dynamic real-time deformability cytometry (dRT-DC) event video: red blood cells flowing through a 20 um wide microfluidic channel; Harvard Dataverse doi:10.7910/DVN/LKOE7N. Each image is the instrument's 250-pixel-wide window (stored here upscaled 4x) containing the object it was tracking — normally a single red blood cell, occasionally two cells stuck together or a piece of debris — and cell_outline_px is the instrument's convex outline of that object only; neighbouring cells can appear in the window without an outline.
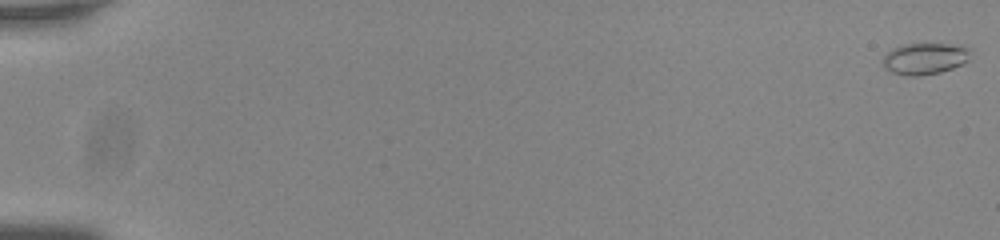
{"species": "common noctule bat (a hibernating species)", "species_latin": "Nyctalus noctula", "temperature_condition": "room temperature", "stored_images_in_passage": 57, "camera_frame_rate_fps": 3000, "um_per_image_px": 0.085, "animal": {"sex": "male", "body_mass_g": 20.0, "forearm_length_mm": 53.3}, "frame": {"image": 1, "passage_image": 1, "time_ms": 0.0, "image_size_px": [1000, 240], "cell_outline_px": [[972, 48], [968, 60], [964, 64], [940, 72], [920, 76], [904, 76], [892, 72], [884, 68], [884, 56], [892, 48], [900, 44], [964, 44]], "centroid_in_image_um": [78.66, 4.97], "position_along_channel_um": 6.3, "area_um2": 16.42}}
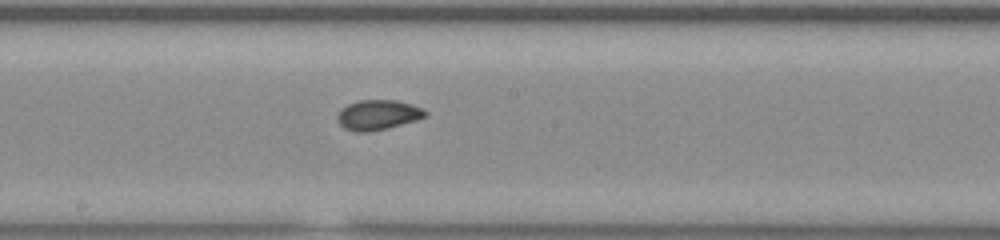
{"frame": {"image": 2, "passage_image": 33, "time_ms": 10.667, "image_size_px": [1000, 240], "cell_outline_px": [[428, 116], [416, 120], [388, 128], [368, 132], [356, 132], [344, 128], [336, 120], [336, 112], [340, 108], [348, 104], [360, 100], [396, 100], [424, 108], [428, 112]], "centroid_in_image_um": [32.1, 9.76], "position_along_channel_um": 216.1, "area_um2": 15.61}}
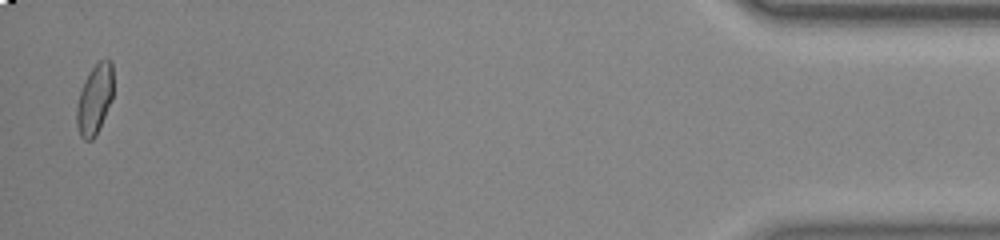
{"frame": {"image": 3, "passage_image": 56, "time_ms": 18.333, "image_size_px": [1000, 240], "cell_outline_px": [[112, 100], [100, 128], [96, 136], [92, 140], [84, 140], [80, 136], [76, 124], [76, 104], [84, 80], [92, 68], [100, 60], [112, 60]], "centroid_in_image_um": [8.03, 8.48], "position_along_channel_um": 427.2, "area_um2": 15.03}, "authors_computed_cell_mechanics": {"area_um2": 14.9702, "velocity_mm_per_s": 3.7785, "shape_relaxation_time_tau1_ms": 2.8029, "shape_relaxation_time_tau2_ms": 2.0335, "deformation_change_tau1": 0.116, "deformation_change_tau2": 0.0523}}